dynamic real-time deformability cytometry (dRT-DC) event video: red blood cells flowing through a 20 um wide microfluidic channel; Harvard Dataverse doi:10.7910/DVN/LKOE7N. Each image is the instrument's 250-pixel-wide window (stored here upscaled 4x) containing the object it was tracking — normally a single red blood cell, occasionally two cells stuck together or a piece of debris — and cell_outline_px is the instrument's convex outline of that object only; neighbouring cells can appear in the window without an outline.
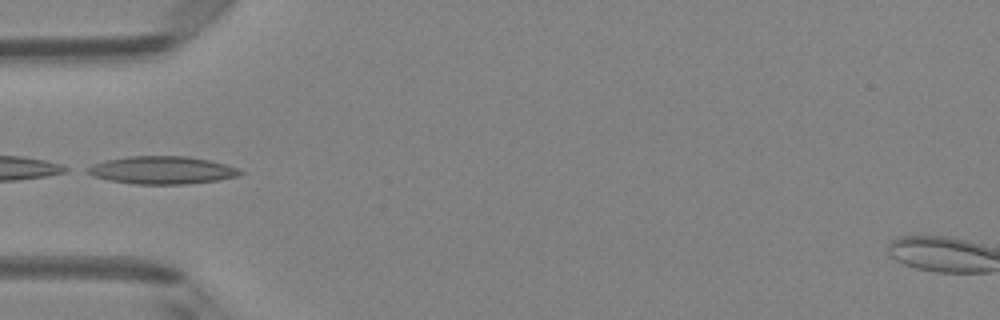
{"species": "Egyptian fruit bat (a non-hibernating species)", "species_latin": "Rousettus aegyptiacus", "temperature_condition": "room temperature", "stored_images_in_passage": 5, "camera_frame_rate_fps": 3000, "um_per_image_px": 0.085, "animal": {"sex": "female"}, "frame": {"image": 1, "passage_image": 5, "time_ms": 1.333, "image_size_px": [1000, 320], "cell_outline_px": [[244, 172], [236, 176], [216, 180], [184, 184], [136, 184], [108, 180], [92, 176], [84, 172], [84, 168], [92, 164], [104, 160], [128, 156], [188, 156], [208, 160], [224, 164], [236, 168]], "centroid_in_image_um": [13.67, 14.46], "position_along_channel_um": 71.3, "area_um2": 24.68}}